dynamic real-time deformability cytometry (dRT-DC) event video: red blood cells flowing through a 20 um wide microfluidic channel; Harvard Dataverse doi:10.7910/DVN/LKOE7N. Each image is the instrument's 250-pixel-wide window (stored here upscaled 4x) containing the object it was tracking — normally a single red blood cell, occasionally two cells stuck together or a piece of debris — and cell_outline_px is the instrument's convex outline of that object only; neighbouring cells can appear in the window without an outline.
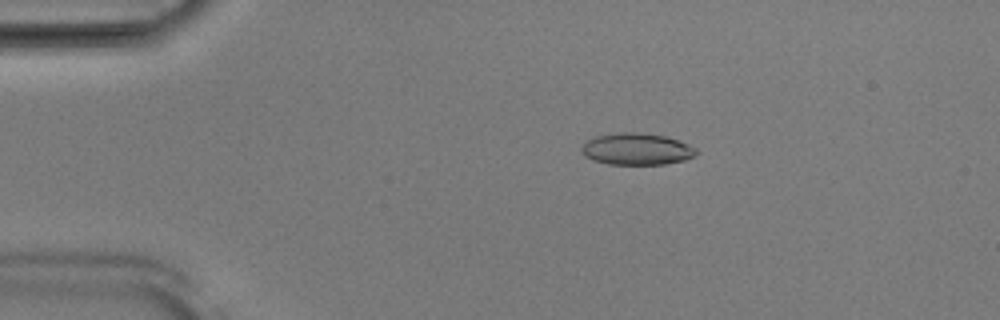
{"species": "Egyptian fruit bat (a non-hibernating species)", "species_latin": "Rousettus aegyptiacus", "temperature_condition": "room temperature", "stored_images_in_passage": 52, "camera_frame_rate_fps": 3000, "um_per_image_px": 0.085, "animal": {"sex": "male"}, "frame": {"image": 1, "passage_image": 10, "time_ms": 3.0, "image_size_px": [1000, 320], "cell_outline_px": [[700, 152], [696, 156], [684, 160], [664, 164], [608, 164], [592, 160], [584, 156], [580, 152], [580, 148], [584, 140], [592, 136], [624, 132], [640, 132], [668, 136], [688, 144], [696, 148]], "centroid_in_image_um": [54.09, 12.66], "position_along_channel_um": 30.9, "area_um2": 21.73}}
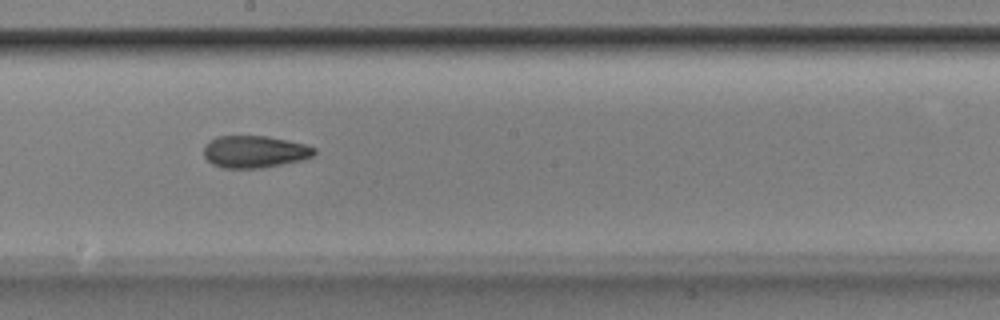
{"frame": {"image": 2, "passage_image": 29, "time_ms": 9.333, "image_size_px": [1000, 320], "cell_outline_px": [[316, 152], [312, 156], [300, 160], [260, 168], [220, 168], [212, 164], [204, 156], [204, 144], [208, 140], [216, 136], [268, 136], [288, 140], [304, 144], [316, 148]], "centroid_in_image_um": [21.59, 12.88], "position_along_channel_um": 226.6, "area_um2": 20.75}}
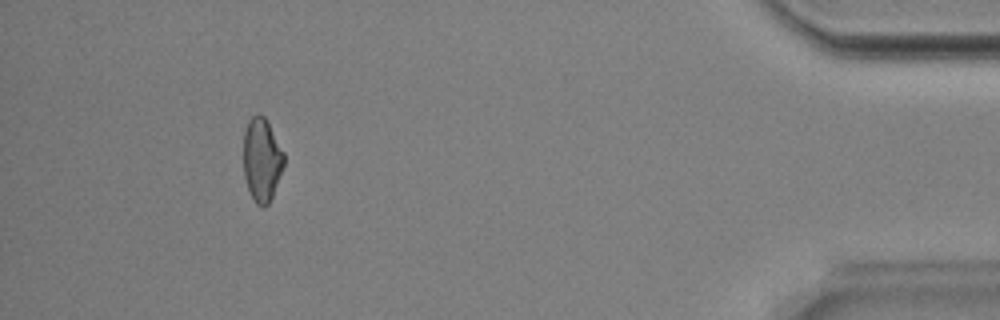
{"frame": {"image": 3, "passage_image": 48, "time_ms": 15.667, "image_size_px": [1000, 320], "cell_outline_px": [[284, 164], [272, 196], [268, 204], [264, 208], [256, 204], [248, 188], [244, 176], [244, 132], [248, 120], [252, 116], [264, 116], [284, 152]], "centroid_in_image_um": [22.25, 13.59], "position_along_channel_um": 413.0, "area_um2": 19.36}, "authors_computed_cell_mechanics": {"area_um2": 20.6346, "velocity_mm_per_s": 3.9068, "shape_relaxation_time_tau1_ms": 9.8172, "shape_relaxation_time_tau2_ms": 2.2458, "deformation_change_tau1": 0.2217, "deformation_change_tau2": 0.0819}}